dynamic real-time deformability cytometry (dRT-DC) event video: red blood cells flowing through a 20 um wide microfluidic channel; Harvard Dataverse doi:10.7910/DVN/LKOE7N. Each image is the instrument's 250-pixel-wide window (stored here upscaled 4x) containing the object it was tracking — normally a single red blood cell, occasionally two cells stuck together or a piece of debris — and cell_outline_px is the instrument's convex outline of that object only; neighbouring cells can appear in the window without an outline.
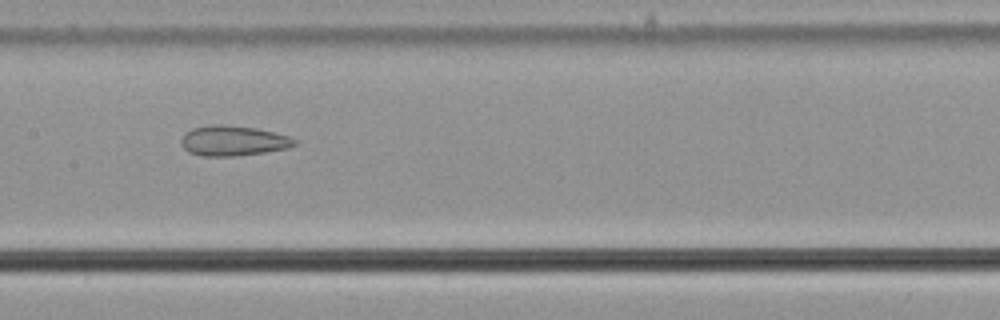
{"species": "common noctule bat (a hibernating species)", "species_latin": "Nyctalus noctula", "temperature_condition": "cold", "stored_images_in_passage": 56, "camera_frame_rate_fps": 3000, "um_per_image_px": 0.085, "animal": {"sex": "male", "body_mass_g": 21.5, "forearm_length_mm": 52.0}, "frame": {"image": 1, "passage_image": 28, "time_ms": 9.0, "image_size_px": [1000, 320], "cell_outline_px": [[300, 140], [296, 144], [288, 148], [264, 152], [236, 156], [204, 156], [188, 152], [180, 144], [180, 140], [184, 132], [192, 128], [208, 124], [224, 124], [256, 128], [288, 136]], "centroid_in_image_um": [19.79, 11.95], "position_along_channel_um": 187.6, "area_um2": 20.17}}
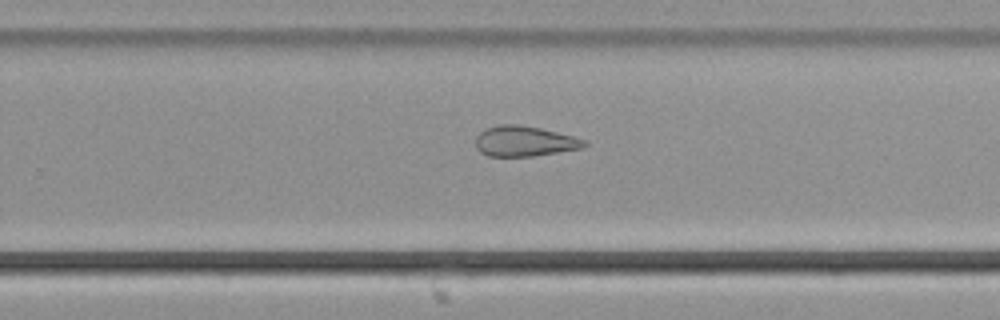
{"frame": {"image": 2, "passage_image": 36, "time_ms": 11.667, "image_size_px": [1000, 320], "cell_outline_px": [[588, 144], [584, 148], [532, 156], [488, 156], [480, 152], [476, 148], [476, 136], [480, 132], [488, 128], [500, 124], [520, 124], [540, 128], [588, 140]], "centroid_in_image_um": [44.6, 12.0], "position_along_channel_um": 285.2, "area_um2": 19.25}}
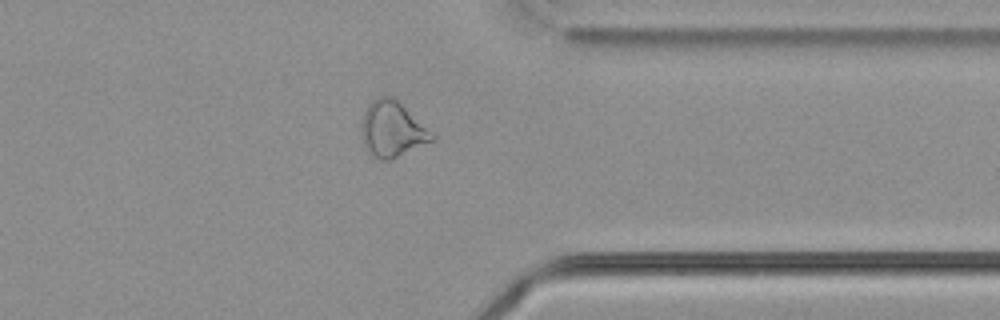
{"frame": {"image": 3, "passage_image": 44, "time_ms": 14.333, "image_size_px": [1000, 320], "cell_outline_px": [[436, 140], [392, 160], [380, 160], [364, 148], [360, 128], [364, 112], [368, 104], [372, 100], [380, 96], [392, 96], [436, 132]], "centroid_in_image_um": [33.39, 11.0], "position_along_channel_um": 378.0, "area_um2": 23.58}, "authors_computed_cell_mechanics": {"area_um2": 25.0852, "velocity_mm_per_s": 3.6828, "shape_relaxation_time_tau1_ms": null, "shape_relaxation_time_tau2_ms": 3.7972, "deformation_change_tau1": null, "deformation_change_tau2": 0.129}}